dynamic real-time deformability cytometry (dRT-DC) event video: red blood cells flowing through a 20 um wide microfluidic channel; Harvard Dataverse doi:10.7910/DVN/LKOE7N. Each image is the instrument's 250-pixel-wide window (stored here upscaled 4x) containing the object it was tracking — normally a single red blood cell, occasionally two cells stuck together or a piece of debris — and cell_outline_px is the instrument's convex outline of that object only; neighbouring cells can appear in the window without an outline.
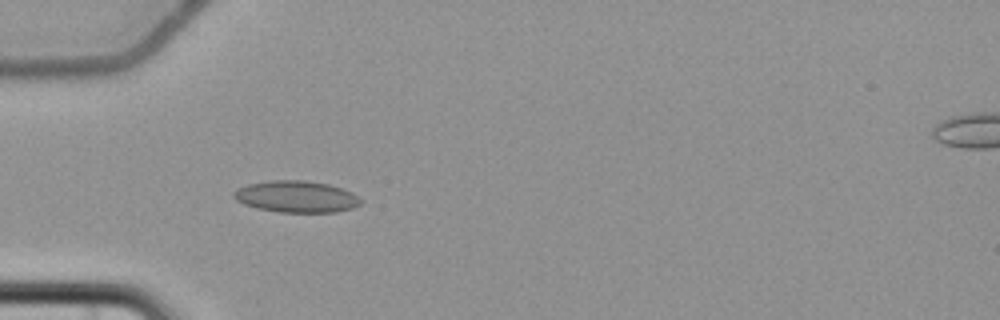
{"species": "common noctule bat (a hibernating species)", "species_latin": "Nyctalus noctula", "temperature_condition": "cold", "stored_images_in_passage": 7, "camera_frame_rate_fps": 3000, "um_per_image_px": 0.085, "animal": {"sex": "female", "body_mass_g": 22.7, "forearm_length_mm": 54.2}, "frame": {"image": 1, "passage_image": 5, "time_ms": 4.667, "image_size_px": [1000, 320], "cell_outline_px": [[360, 204], [352, 208], [336, 212], [280, 212], [256, 208], [244, 204], [236, 200], [232, 196], [232, 192], [236, 188], [248, 184], [272, 180], [304, 180], [328, 184], [352, 192], [360, 200]], "centroid_in_image_um": [25.13, 16.71], "position_along_channel_um": 59.9, "area_um2": 23.35}}
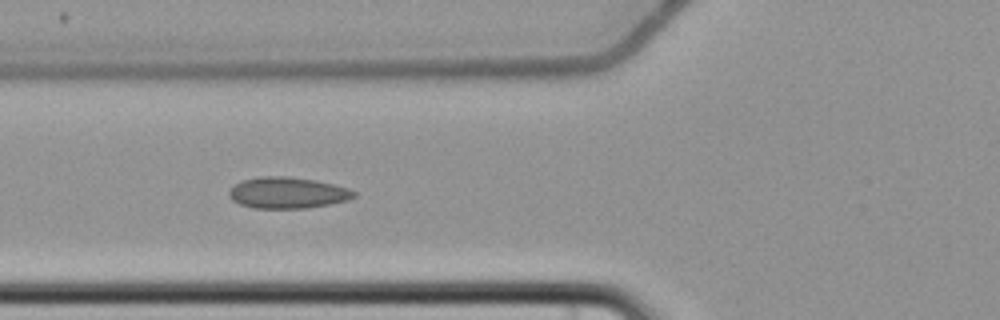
{"frame": {"image": 2, "passage_image": 6, "time_ms": 6.0, "image_size_px": [1000, 320], "cell_outline_px": [[356, 196], [348, 200], [328, 204], [304, 208], [252, 208], [240, 204], [232, 200], [228, 196], [228, 192], [240, 180], [260, 176], [288, 176], [312, 180], [332, 184], [348, 188], [356, 192]], "centroid_in_image_um": [24.4, 16.38], "position_along_channel_um": 101.4, "area_um2": 22.66}}
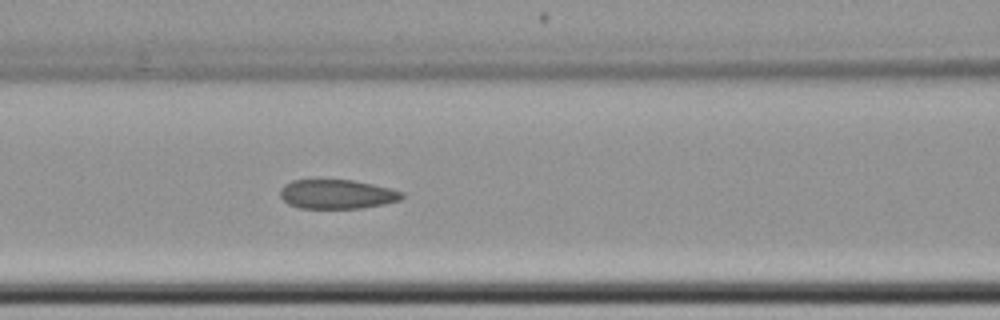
{"frame": {"image": 3, "passage_image": 7, "time_ms": 7.0, "image_size_px": [1000, 320], "cell_outline_px": [[404, 196], [400, 200], [384, 204], [360, 208], [300, 208], [288, 204], [280, 196], [280, 188], [284, 184], [292, 180], [352, 180], [372, 184], [404, 192]], "centroid_in_image_um": [28.62, 16.51], "position_along_channel_um": 138.0, "area_um2": 20.69}}